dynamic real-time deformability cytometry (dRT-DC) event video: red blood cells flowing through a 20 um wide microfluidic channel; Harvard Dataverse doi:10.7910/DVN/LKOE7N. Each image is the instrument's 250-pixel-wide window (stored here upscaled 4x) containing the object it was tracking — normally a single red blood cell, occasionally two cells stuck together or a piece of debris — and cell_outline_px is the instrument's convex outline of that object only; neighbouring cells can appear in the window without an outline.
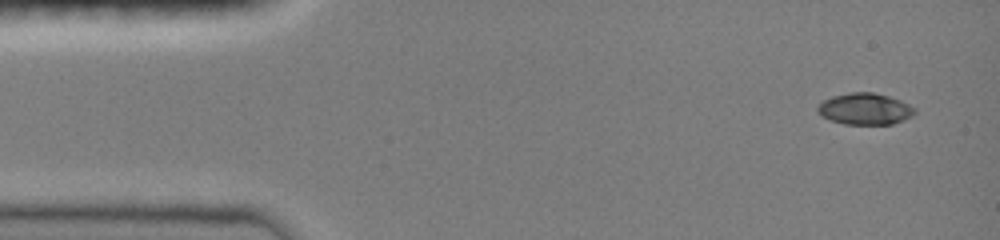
{"species": "common noctule bat (a hibernating species)", "species_latin": "Nyctalus noctula", "temperature_condition": "room temperature", "stored_images_in_passage": 5, "camera_frame_rate_fps": 3000, "um_per_image_px": 0.085, "animal": {"sex": "female", "body_mass_g": 19.0, "forearm_length_mm": 51.5}, "frame": {"image": 1, "passage_image": 1, "time_ms": 0.0, "image_size_px": [1000, 240], "cell_outline_px": [[916, 112], [912, 116], [904, 120], [892, 124], [844, 124], [820, 116], [816, 112], [816, 108], [824, 100], [832, 96], [848, 92], [872, 92], [888, 96], [900, 100], [916, 108]], "centroid_in_image_um": [73.51, 9.25], "position_along_channel_um": 11.5, "area_um2": 17.92}}
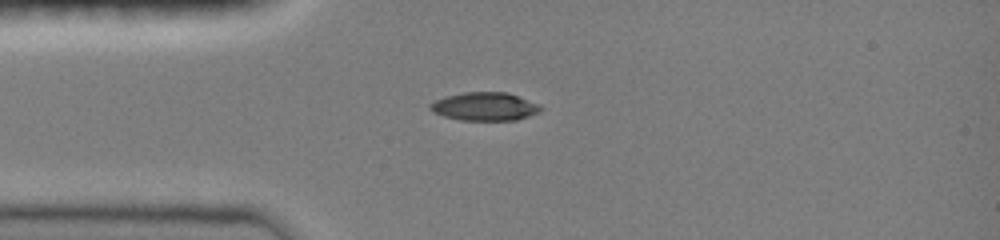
{"frame": {"image": 2, "passage_image": 4, "time_ms": 3.0, "image_size_px": [1000, 240], "cell_outline_px": [[544, 108], [540, 112], [516, 120], [460, 120], [444, 116], [432, 112], [428, 108], [428, 104], [444, 96], [464, 92], [508, 92], [540, 104]], "centroid_in_image_um": [41.2, 9.05], "position_along_channel_um": 43.8, "area_um2": 18.44}}